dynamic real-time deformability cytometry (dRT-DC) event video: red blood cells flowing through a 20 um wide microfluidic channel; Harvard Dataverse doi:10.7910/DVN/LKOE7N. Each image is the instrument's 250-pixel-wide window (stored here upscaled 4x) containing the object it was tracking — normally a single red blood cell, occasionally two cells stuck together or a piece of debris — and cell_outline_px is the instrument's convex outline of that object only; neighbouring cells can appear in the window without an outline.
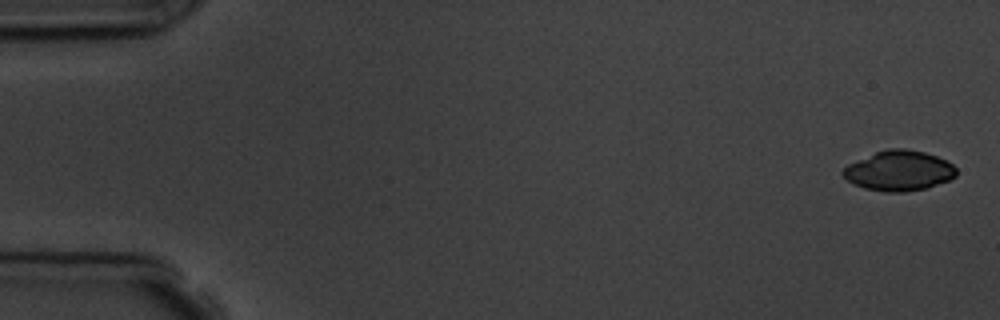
{"species": "common noctule bat (a hibernating species)", "species_latin": "Nyctalus noctula", "temperature_condition": "room temperature", "stored_images_in_passage": 5, "camera_frame_rate_fps": 3000, "um_per_image_px": 0.085, "animal": {"sex": "male", "body_mass_g": 19.5, "forearm_length_mm": 54.6}, "frame": {"image": 1, "passage_image": 1, "time_ms": 0.0, "image_size_px": [1000, 320], "cell_outline_px": [[956, 176], [948, 180], [924, 188], [904, 192], [888, 192], [864, 188], [848, 180], [840, 172], [848, 164], [876, 152], [888, 148], [904, 148], [924, 152], [936, 156], [952, 164], [956, 168]], "centroid_in_image_um": [76.4, 14.5], "position_along_channel_um": 8.6, "area_um2": 26.13}}
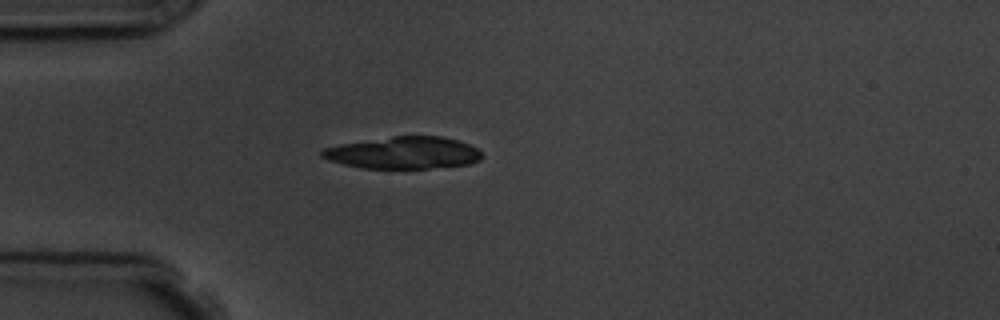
{"frame": {"image": 2, "passage_image": 5, "time_ms": 4.667, "image_size_px": [1000, 320], "cell_outline_px": [[480, 160], [468, 164], [428, 168], [360, 168], [328, 160], [320, 156], [320, 152], [324, 148], [340, 144], [392, 136], [440, 136], [460, 140], [476, 148], [480, 152]], "centroid_in_image_um": [34.27, 12.98], "position_along_channel_um": 50.7, "area_um2": 29.71}}